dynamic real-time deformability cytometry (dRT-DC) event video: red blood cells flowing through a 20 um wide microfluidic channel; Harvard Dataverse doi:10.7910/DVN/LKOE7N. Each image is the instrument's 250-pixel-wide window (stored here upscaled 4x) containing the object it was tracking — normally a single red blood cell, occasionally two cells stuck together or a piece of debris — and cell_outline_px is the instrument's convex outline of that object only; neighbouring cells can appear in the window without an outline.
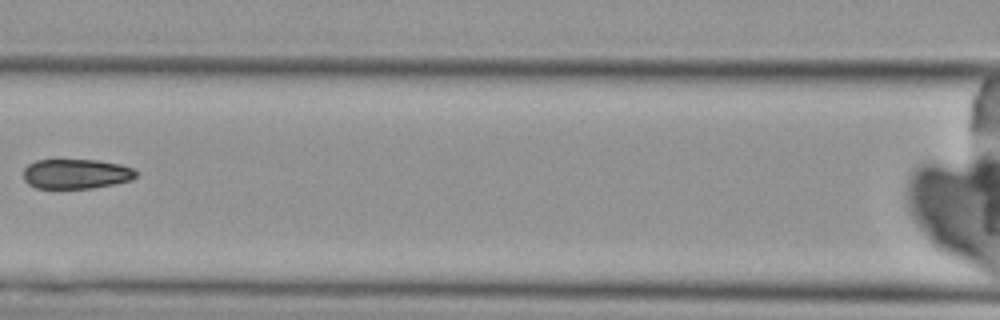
{"species": "Egyptian fruit bat (a non-hibernating species)", "species_latin": "Rousettus aegyptiacus", "temperature_condition": "cold", "stored_images_in_passage": 5, "camera_frame_rate_fps": 3000, "um_per_image_px": 0.085, "animal": {"sex": "female"}, "frame": {"image": 1, "passage_image": 4, "time_ms": 3.667, "image_size_px": [1000, 320], "cell_outline_px": [[136, 176], [132, 180], [92, 188], [36, 188], [28, 184], [24, 180], [24, 168], [28, 164], [36, 160], [96, 160], [120, 164], [136, 168]], "centroid_in_image_um": [6.47, 14.77], "position_along_channel_um": 160.1, "area_um2": 19.59}}
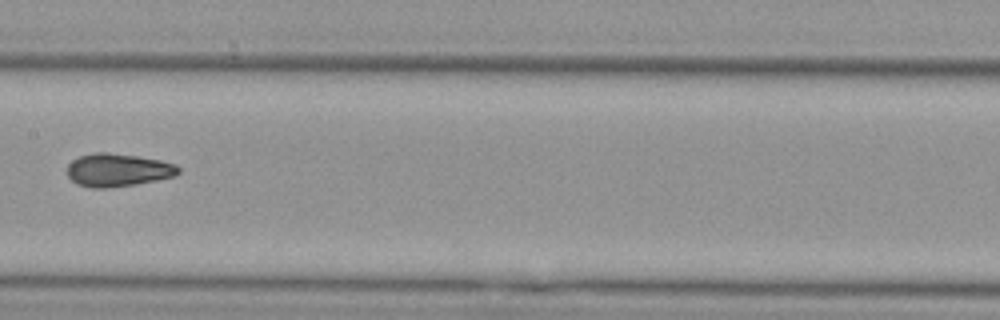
{"frame": {"image": 2, "passage_image": 5, "time_ms": 4.667, "image_size_px": [1000, 320], "cell_outline_px": [[180, 172], [172, 176], [156, 180], [132, 184], [104, 188], [92, 188], [76, 184], [68, 176], [68, 164], [72, 160], [80, 156], [96, 152], [108, 152], [136, 156], [160, 160], [176, 164], [180, 168]], "centroid_in_image_um": [9.99, 14.44], "position_along_channel_um": 197.4, "area_um2": 21.15}}